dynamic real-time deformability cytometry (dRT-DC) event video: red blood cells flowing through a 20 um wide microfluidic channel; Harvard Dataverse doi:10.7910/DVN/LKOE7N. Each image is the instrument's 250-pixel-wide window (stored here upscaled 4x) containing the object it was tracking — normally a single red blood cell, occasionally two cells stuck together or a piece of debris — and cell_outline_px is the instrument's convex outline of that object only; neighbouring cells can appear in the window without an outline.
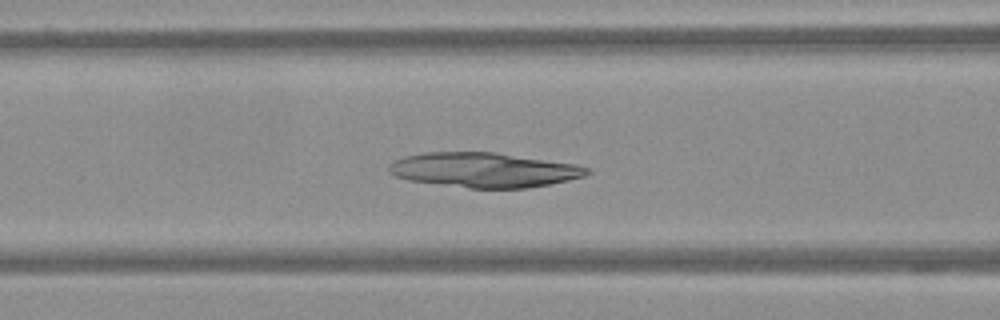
{"species": "Egyptian fruit bat (a non-hibernating species)", "species_latin": "Rousettus aegyptiacus", "temperature_condition": "warm", "stored_images_in_passage": 58, "camera_frame_rate_fps": 3000, "um_per_image_px": 0.085, "frame": {"image": 1, "passage_image": 24, "time_ms": 7.667, "image_size_px": [1000, 320], "cell_outline_px": [[592, 172], [584, 176], [552, 184], [528, 188], [468, 188], [408, 180], [396, 176], [388, 172], [388, 164], [404, 156], [424, 152], [496, 152], [576, 164], [592, 168]], "centroid_in_image_um": [41.16, 14.44], "position_along_channel_um": 125.4, "area_um2": 40.34}}
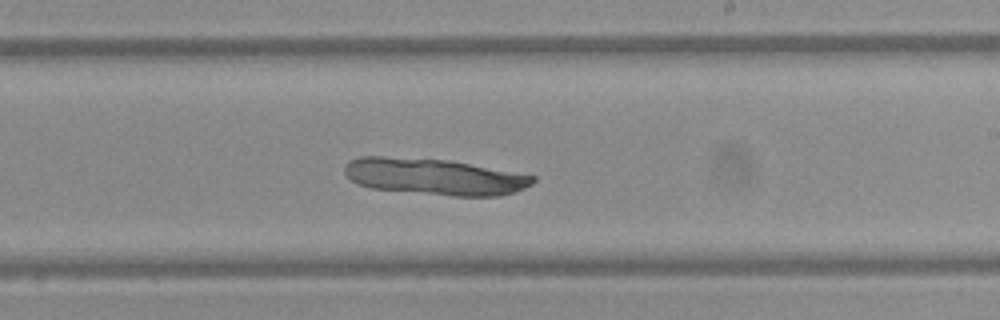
{"frame": {"image": 2, "passage_image": 35, "time_ms": 11.333, "image_size_px": [1000, 320], "cell_outline_px": [[536, 180], [532, 184], [516, 192], [500, 196], [452, 196], [372, 188], [360, 184], [352, 180], [344, 172], [344, 168], [348, 160], [360, 156], [384, 156], [448, 160], [536, 176]], "centroid_in_image_um": [36.93, 15.01], "position_along_channel_um": 252.1, "area_um2": 39.82}}